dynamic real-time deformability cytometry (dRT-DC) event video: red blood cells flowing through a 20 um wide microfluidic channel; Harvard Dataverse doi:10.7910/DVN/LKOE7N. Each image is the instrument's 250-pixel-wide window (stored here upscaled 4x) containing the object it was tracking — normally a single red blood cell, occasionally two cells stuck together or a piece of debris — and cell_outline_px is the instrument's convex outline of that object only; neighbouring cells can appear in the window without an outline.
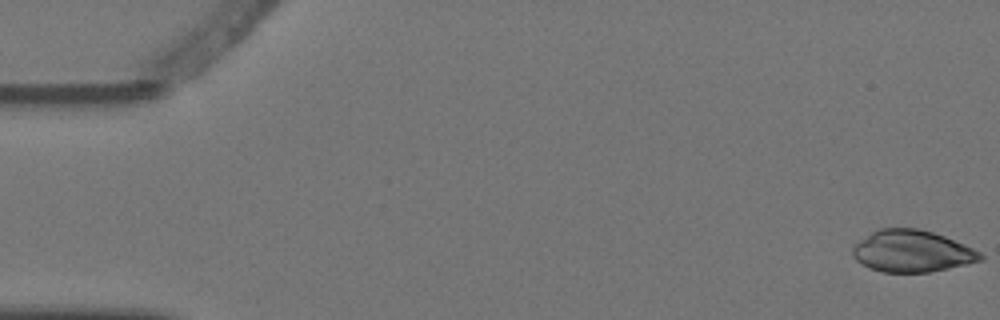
{"species": "Egyptian fruit bat (a non-hibernating species)", "species_latin": "Rousettus aegyptiacus", "temperature_condition": "warm", "stored_images_in_passage": 4, "camera_frame_rate_fps": 3000, "um_per_image_px": 0.085, "animal": {"sex": "female"}, "frame": {"image": 1, "passage_image": 1, "time_ms": 0.0, "image_size_px": [1000, 320], "cell_outline_px": [[984, 260], [948, 268], [928, 272], [880, 272], [868, 268], [856, 260], [852, 256], [852, 248], [860, 240], [872, 232], [880, 228], [920, 228], [944, 236], [964, 244], [980, 252], [984, 256]], "centroid_in_image_um": [77.51, 21.35], "position_along_channel_um": 7.5, "area_um2": 31.1}}